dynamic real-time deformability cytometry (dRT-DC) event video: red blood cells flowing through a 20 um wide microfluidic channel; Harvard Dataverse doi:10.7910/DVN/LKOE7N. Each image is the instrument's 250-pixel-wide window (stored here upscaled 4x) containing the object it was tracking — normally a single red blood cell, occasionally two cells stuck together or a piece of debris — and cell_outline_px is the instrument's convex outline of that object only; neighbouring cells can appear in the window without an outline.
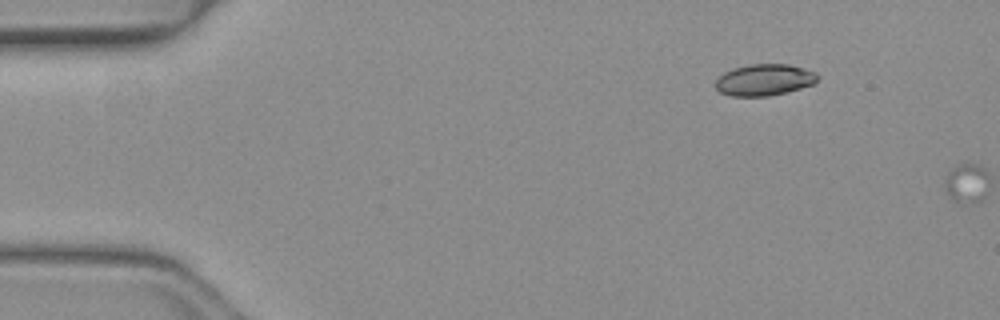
{"species": "common noctule bat (a hibernating species)", "species_latin": "Nyctalus noctula", "temperature_condition": "warm", "stored_images_in_passage": 2, "segment_of_instrument_passage": [1, 2], "camera_frame_rate_fps": 3000, "um_per_image_px": 0.085, "animal": {"sex": "female", "body_mass_g": 19.3, "forearm_length_mm": 54.1}, "frame": {"image": 1, "passage_image": 1, "time_ms": 0.0, "image_size_px": [1000, 320], "cell_outline_px": [[816, 80], [812, 84], [800, 88], [768, 96], [732, 96], [720, 92], [716, 88], [716, 80], [724, 72], [732, 68], [748, 64], [788, 64], [804, 68], [816, 72]], "centroid_in_image_um": [64.93, 6.77], "position_along_channel_um": 20.1, "area_um2": 18.55}}